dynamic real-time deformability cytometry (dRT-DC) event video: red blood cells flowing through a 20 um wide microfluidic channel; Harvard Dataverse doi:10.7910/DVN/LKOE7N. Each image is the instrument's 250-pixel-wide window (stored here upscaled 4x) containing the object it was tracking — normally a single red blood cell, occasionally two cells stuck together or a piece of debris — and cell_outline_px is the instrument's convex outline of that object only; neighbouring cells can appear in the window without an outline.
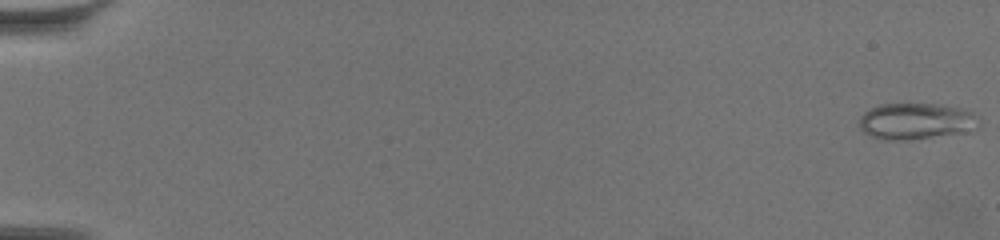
{"species": "common noctule bat (a hibernating species)", "species_latin": "Nyctalus noctula", "temperature_condition": "warm", "stored_images_in_passage": 63, "camera_frame_rate_fps": 3000, "um_per_image_px": 0.085, "animal": {"sex": "female", "body_mass_g": 19.5, "forearm_length_mm": 54.1}, "frame": {"image": 1, "passage_image": 1, "time_ms": 0.0, "image_size_px": [1000, 240], "cell_outline_px": [[980, 116], [976, 128], [956, 132], [912, 140], [880, 140], [864, 132], [860, 128], [860, 116], [864, 112], [880, 104], [940, 104], [960, 108], [972, 112]], "centroid_in_image_um": [77.82, 10.29], "position_along_channel_um": 7.2, "area_um2": 25.09}}
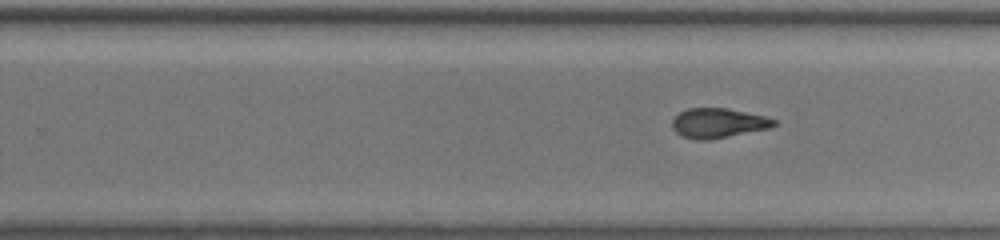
{"frame": {"image": 2, "passage_image": 41, "time_ms": 13.333, "image_size_px": [1000, 240], "cell_outline_px": [[776, 124], [768, 128], [708, 140], [696, 140], [680, 136], [672, 128], [672, 120], [680, 112], [688, 108], [728, 108], [764, 116], [776, 120]], "centroid_in_image_um": [60.99, 10.46], "position_along_channel_um": 268.8, "area_um2": 17.46}}
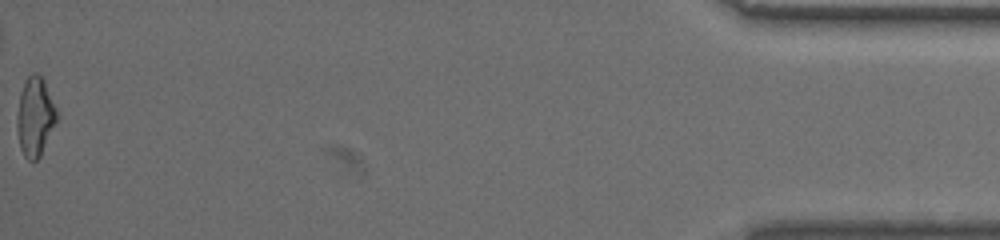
{"frame": {"image": 3, "passage_image": 63, "time_ms": 20.667, "image_size_px": [1000, 240], "cell_outline_px": [[56, 120], [40, 156], [32, 164], [24, 156], [20, 148], [16, 128], [16, 120], [20, 92], [28, 76], [32, 72], [36, 72], [44, 80], [56, 108]], "centroid_in_image_um": [2.95, 9.94], "position_along_channel_um": 432.3, "area_um2": 18.15}, "authors_computed_cell_mechanics": {"area_um2": 18.3804, "velocity_mm_per_s": 3.445, "shape_relaxation_time_tau1_ms": null, "shape_relaxation_time_tau2_ms": 1.6394, "deformation_change_tau1": null, "deformation_change_tau2": 0.092}}